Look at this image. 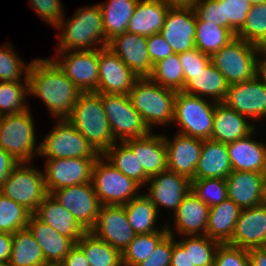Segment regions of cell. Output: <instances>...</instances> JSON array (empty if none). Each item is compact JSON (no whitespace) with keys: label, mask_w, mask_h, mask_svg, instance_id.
I'll return each instance as SVG.
<instances>
[{"label":"cell","mask_w":266,"mask_h":266,"mask_svg":"<svg viewBox=\"0 0 266 266\" xmlns=\"http://www.w3.org/2000/svg\"><path fill=\"white\" fill-rule=\"evenodd\" d=\"M223 5L224 27L235 34L243 26L252 7L248 0H218Z\"/></svg>","instance_id":"48"},{"label":"cell","mask_w":266,"mask_h":266,"mask_svg":"<svg viewBox=\"0 0 266 266\" xmlns=\"http://www.w3.org/2000/svg\"><path fill=\"white\" fill-rule=\"evenodd\" d=\"M40 155L47 159L100 156L67 119H59L53 130L40 142Z\"/></svg>","instance_id":"11"},{"label":"cell","mask_w":266,"mask_h":266,"mask_svg":"<svg viewBox=\"0 0 266 266\" xmlns=\"http://www.w3.org/2000/svg\"><path fill=\"white\" fill-rule=\"evenodd\" d=\"M59 266H89L83 250L76 244Z\"/></svg>","instance_id":"56"},{"label":"cell","mask_w":266,"mask_h":266,"mask_svg":"<svg viewBox=\"0 0 266 266\" xmlns=\"http://www.w3.org/2000/svg\"><path fill=\"white\" fill-rule=\"evenodd\" d=\"M224 103L239 114L261 120L266 117V85L256 75L253 79L229 85Z\"/></svg>","instance_id":"16"},{"label":"cell","mask_w":266,"mask_h":266,"mask_svg":"<svg viewBox=\"0 0 266 266\" xmlns=\"http://www.w3.org/2000/svg\"><path fill=\"white\" fill-rule=\"evenodd\" d=\"M67 120L100 155L116 142L97 92H82Z\"/></svg>","instance_id":"3"},{"label":"cell","mask_w":266,"mask_h":266,"mask_svg":"<svg viewBox=\"0 0 266 266\" xmlns=\"http://www.w3.org/2000/svg\"><path fill=\"white\" fill-rule=\"evenodd\" d=\"M121 61L138 77H149L153 65L148 53L147 37L129 32L115 36L108 42Z\"/></svg>","instance_id":"20"},{"label":"cell","mask_w":266,"mask_h":266,"mask_svg":"<svg viewBox=\"0 0 266 266\" xmlns=\"http://www.w3.org/2000/svg\"><path fill=\"white\" fill-rule=\"evenodd\" d=\"M76 244L83 250L89 266H123L121 252L90 231Z\"/></svg>","instance_id":"38"},{"label":"cell","mask_w":266,"mask_h":266,"mask_svg":"<svg viewBox=\"0 0 266 266\" xmlns=\"http://www.w3.org/2000/svg\"><path fill=\"white\" fill-rule=\"evenodd\" d=\"M169 234H173V252L171 258V266H190L189 248H183L177 241H175L173 229L167 224Z\"/></svg>","instance_id":"55"},{"label":"cell","mask_w":266,"mask_h":266,"mask_svg":"<svg viewBox=\"0 0 266 266\" xmlns=\"http://www.w3.org/2000/svg\"><path fill=\"white\" fill-rule=\"evenodd\" d=\"M53 61L81 92H97L99 80V49L58 51ZM62 57V58H61ZM61 58V60H60Z\"/></svg>","instance_id":"12"},{"label":"cell","mask_w":266,"mask_h":266,"mask_svg":"<svg viewBox=\"0 0 266 266\" xmlns=\"http://www.w3.org/2000/svg\"><path fill=\"white\" fill-rule=\"evenodd\" d=\"M196 24L193 8H169L159 34L179 54L196 48Z\"/></svg>","instance_id":"18"},{"label":"cell","mask_w":266,"mask_h":266,"mask_svg":"<svg viewBox=\"0 0 266 266\" xmlns=\"http://www.w3.org/2000/svg\"><path fill=\"white\" fill-rule=\"evenodd\" d=\"M240 211L241 208L230 199L211 206L206 236L220 243H227L233 235Z\"/></svg>","instance_id":"33"},{"label":"cell","mask_w":266,"mask_h":266,"mask_svg":"<svg viewBox=\"0 0 266 266\" xmlns=\"http://www.w3.org/2000/svg\"><path fill=\"white\" fill-rule=\"evenodd\" d=\"M123 206L128 223L136 235L161 231L155 226L159 218L156 206L145 194H140Z\"/></svg>","instance_id":"37"},{"label":"cell","mask_w":266,"mask_h":266,"mask_svg":"<svg viewBox=\"0 0 266 266\" xmlns=\"http://www.w3.org/2000/svg\"><path fill=\"white\" fill-rule=\"evenodd\" d=\"M91 182L101 205H124L140 195L141 186L101 155L93 164Z\"/></svg>","instance_id":"8"},{"label":"cell","mask_w":266,"mask_h":266,"mask_svg":"<svg viewBox=\"0 0 266 266\" xmlns=\"http://www.w3.org/2000/svg\"><path fill=\"white\" fill-rule=\"evenodd\" d=\"M262 198L263 203L266 204V168L262 171Z\"/></svg>","instance_id":"62"},{"label":"cell","mask_w":266,"mask_h":266,"mask_svg":"<svg viewBox=\"0 0 266 266\" xmlns=\"http://www.w3.org/2000/svg\"><path fill=\"white\" fill-rule=\"evenodd\" d=\"M230 245L251 249L266 247V204L241 209Z\"/></svg>","instance_id":"22"},{"label":"cell","mask_w":266,"mask_h":266,"mask_svg":"<svg viewBox=\"0 0 266 266\" xmlns=\"http://www.w3.org/2000/svg\"><path fill=\"white\" fill-rule=\"evenodd\" d=\"M169 8H193L198 0H161Z\"/></svg>","instance_id":"60"},{"label":"cell","mask_w":266,"mask_h":266,"mask_svg":"<svg viewBox=\"0 0 266 266\" xmlns=\"http://www.w3.org/2000/svg\"><path fill=\"white\" fill-rule=\"evenodd\" d=\"M247 119L224 102H216L210 140L228 144L247 136L255 129Z\"/></svg>","instance_id":"26"},{"label":"cell","mask_w":266,"mask_h":266,"mask_svg":"<svg viewBox=\"0 0 266 266\" xmlns=\"http://www.w3.org/2000/svg\"><path fill=\"white\" fill-rule=\"evenodd\" d=\"M117 143L115 142L101 156L141 187L145 186L150 177L144 172L138 160V151H133L125 142H119V145Z\"/></svg>","instance_id":"36"},{"label":"cell","mask_w":266,"mask_h":266,"mask_svg":"<svg viewBox=\"0 0 266 266\" xmlns=\"http://www.w3.org/2000/svg\"><path fill=\"white\" fill-rule=\"evenodd\" d=\"M8 264L9 266H50L28 228L17 230L12 234V250Z\"/></svg>","instance_id":"35"},{"label":"cell","mask_w":266,"mask_h":266,"mask_svg":"<svg viewBox=\"0 0 266 266\" xmlns=\"http://www.w3.org/2000/svg\"><path fill=\"white\" fill-rule=\"evenodd\" d=\"M214 266H250L248 250L220 243L215 253Z\"/></svg>","instance_id":"49"},{"label":"cell","mask_w":266,"mask_h":266,"mask_svg":"<svg viewBox=\"0 0 266 266\" xmlns=\"http://www.w3.org/2000/svg\"><path fill=\"white\" fill-rule=\"evenodd\" d=\"M257 76L266 85V57L261 52L257 59Z\"/></svg>","instance_id":"61"},{"label":"cell","mask_w":266,"mask_h":266,"mask_svg":"<svg viewBox=\"0 0 266 266\" xmlns=\"http://www.w3.org/2000/svg\"><path fill=\"white\" fill-rule=\"evenodd\" d=\"M228 88L225 77L210 63L204 70L189 72L182 91L219 103L224 102Z\"/></svg>","instance_id":"29"},{"label":"cell","mask_w":266,"mask_h":266,"mask_svg":"<svg viewBox=\"0 0 266 266\" xmlns=\"http://www.w3.org/2000/svg\"><path fill=\"white\" fill-rule=\"evenodd\" d=\"M150 189L145 195L156 206L169 208L174 212L182 203L183 198L191 191V180L175 172L166 170L149 178Z\"/></svg>","instance_id":"19"},{"label":"cell","mask_w":266,"mask_h":266,"mask_svg":"<svg viewBox=\"0 0 266 266\" xmlns=\"http://www.w3.org/2000/svg\"><path fill=\"white\" fill-rule=\"evenodd\" d=\"M58 29L62 32L59 34L57 51H82L108 46L98 4L79 8L67 21L63 18Z\"/></svg>","instance_id":"2"},{"label":"cell","mask_w":266,"mask_h":266,"mask_svg":"<svg viewBox=\"0 0 266 266\" xmlns=\"http://www.w3.org/2000/svg\"><path fill=\"white\" fill-rule=\"evenodd\" d=\"M236 37L258 47L266 41V2L252 5Z\"/></svg>","instance_id":"44"},{"label":"cell","mask_w":266,"mask_h":266,"mask_svg":"<svg viewBox=\"0 0 266 266\" xmlns=\"http://www.w3.org/2000/svg\"><path fill=\"white\" fill-rule=\"evenodd\" d=\"M197 95L176 92L173 122L178 123V133L199 138L210 139L216 102Z\"/></svg>","instance_id":"7"},{"label":"cell","mask_w":266,"mask_h":266,"mask_svg":"<svg viewBox=\"0 0 266 266\" xmlns=\"http://www.w3.org/2000/svg\"><path fill=\"white\" fill-rule=\"evenodd\" d=\"M147 46L152 65L174 53L171 46L159 33L147 37Z\"/></svg>","instance_id":"54"},{"label":"cell","mask_w":266,"mask_h":266,"mask_svg":"<svg viewBox=\"0 0 266 266\" xmlns=\"http://www.w3.org/2000/svg\"><path fill=\"white\" fill-rule=\"evenodd\" d=\"M101 99L112 136L116 142L142 138L152 132L133 107L129 95L101 94Z\"/></svg>","instance_id":"10"},{"label":"cell","mask_w":266,"mask_h":266,"mask_svg":"<svg viewBox=\"0 0 266 266\" xmlns=\"http://www.w3.org/2000/svg\"><path fill=\"white\" fill-rule=\"evenodd\" d=\"M97 158H56L46 160L44 180L47 193L91 182L92 167Z\"/></svg>","instance_id":"14"},{"label":"cell","mask_w":266,"mask_h":266,"mask_svg":"<svg viewBox=\"0 0 266 266\" xmlns=\"http://www.w3.org/2000/svg\"><path fill=\"white\" fill-rule=\"evenodd\" d=\"M30 5L45 22L55 27L59 26L64 17L60 0H30Z\"/></svg>","instance_id":"50"},{"label":"cell","mask_w":266,"mask_h":266,"mask_svg":"<svg viewBox=\"0 0 266 266\" xmlns=\"http://www.w3.org/2000/svg\"><path fill=\"white\" fill-rule=\"evenodd\" d=\"M27 78L29 95L40 98L57 120L69 118L82 92L53 58L31 61Z\"/></svg>","instance_id":"1"},{"label":"cell","mask_w":266,"mask_h":266,"mask_svg":"<svg viewBox=\"0 0 266 266\" xmlns=\"http://www.w3.org/2000/svg\"><path fill=\"white\" fill-rule=\"evenodd\" d=\"M168 10L169 7L161 0H138L127 32L145 37L158 34L164 25Z\"/></svg>","instance_id":"31"},{"label":"cell","mask_w":266,"mask_h":266,"mask_svg":"<svg viewBox=\"0 0 266 266\" xmlns=\"http://www.w3.org/2000/svg\"><path fill=\"white\" fill-rule=\"evenodd\" d=\"M34 126L29 108L17 114L1 116L0 148L17 162L28 165L34 154H40V144L36 146Z\"/></svg>","instance_id":"5"},{"label":"cell","mask_w":266,"mask_h":266,"mask_svg":"<svg viewBox=\"0 0 266 266\" xmlns=\"http://www.w3.org/2000/svg\"><path fill=\"white\" fill-rule=\"evenodd\" d=\"M173 234H168L153 252L136 266H171Z\"/></svg>","instance_id":"52"},{"label":"cell","mask_w":266,"mask_h":266,"mask_svg":"<svg viewBox=\"0 0 266 266\" xmlns=\"http://www.w3.org/2000/svg\"><path fill=\"white\" fill-rule=\"evenodd\" d=\"M133 151H138V160L144 172L152 177L167 167V148L163 134H152L124 141Z\"/></svg>","instance_id":"30"},{"label":"cell","mask_w":266,"mask_h":266,"mask_svg":"<svg viewBox=\"0 0 266 266\" xmlns=\"http://www.w3.org/2000/svg\"><path fill=\"white\" fill-rule=\"evenodd\" d=\"M193 9L196 21H207L224 27L223 5L218 0H198Z\"/></svg>","instance_id":"51"},{"label":"cell","mask_w":266,"mask_h":266,"mask_svg":"<svg viewBox=\"0 0 266 266\" xmlns=\"http://www.w3.org/2000/svg\"><path fill=\"white\" fill-rule=\"evenodd\" d=\"M210 207L192 190L174 212V226L181 236L206 235Z\"/></svg>","instance_id":"24"},{"label":"cell","mask_w":266,"mask_h":266,"mask_svg":"<svg viewBox=\"0 0 266 266\" xmlns=\"http://www.w3.org/2000/svg\"><path fill=\"white\" fill-rule=\"evenodd\" d=\"M149 78L164 88L176 92L182 91L185 84V76L179 54L173 53L155 63Z\"/></svg>","instance_id":"41"},{"label":"cell","mask_w":266,"mask_h":266,"mask_svg":"<svg viewBox=\"0 0 266 266\" xmlns=\"http://www.w3.org/2000/svg\"><path fill=\"white\" fill-rule=\"evenodd\" d=\"M179 58L185 77H189V72L204 70L211 63L210 56L200 52L197 48L179 53Z\"/></svg>","instance_id":"53"},{"label":"cell","mask_w":266,"mask_h":266,"mask_svg":"<svg viewBox=\"0 0 266 266\" xmlns=\"http://www.w3.org/2000/svg\"><path fill=\"white\" fill-rule=\"evenodd\" d=\"M0 193L34 214L48 194L44 172L25 163H18L2 183Z\"/></svg>","instance_id":"9"},{"label":"cell","mask_w":266,"mask_h":266,"mask_svg":"<svg viewBox=\"0 0 266 266\" xmlns=\"http://www.w3.org/2000/svg\"><path fill=\"white\" fill-rule=\"evenodd\" d=\"M236 37V34L225 27L207 21H197L195 47L202 53L211 56Z\"/></svg>","instance_id":"39"},{"label":"cell","mask_w":266,"mask_h":266,"mask_svg":"<svg viewBox=\"0 0 266 266\" xmlns=\"http://www.w3.org/2000/svg\"><path fill=\"white\" fill-rule=\"evenodd\" d=\"M129 97L150 131L153 124L161 126L173 122L176 91L143 77L136 80Z\"/></svg>","instance_id":"4"},{"label":"cell","mask_w":266,"mask_h":266,"mask_svg":"<svg viewBox=\"0 0 266 266\" xmlns=\"http://www.w3.org/2000/svg\"><path fill=\"white\" fill-rule=\"evenodd\" d=\"M254 133L226 144L232 171L262 173L266 168V144L252 138Z\"/></svg>","instance_id":"25"},{"label":"cell","mask_w":266,"mask_h":266,"mask_svg":"<svg viewBox=\"0 0 266 266\" xmlns=\"http://www.w3.org/2000/svg\"><path fill=\"white\" fill-rule=\"evenodd\" d=\"M51 195L86 231L95 226L101 204L92 182L61 188L53 191Z\"/></svg>","instance_id":"13"},{"label":"cell","mask_w":266,"mask_h":266,"mask_svg":"<svg viewBox=\"0 0 266 266\" xmlns=\"http://www.w3.org/2000/svg\"><path fill=\"white\" fill-rule=\"evenodd\" d=\"M27 228L38 242L50 266L59 265L76 245L72 239L58 233L50 225L44 224L34 214L29 217Z\"/></svg>","instance_id":"23"},{"label":"cell","mask_w":266,"mask_h":266,"mask_svg":"<svg viewBox=\"0 0 266 266\" xmlns=\"http://www.w3.org/2000/svg\"><path fill=\"white\" fill-rule=\"evenodd\" d=\"M138 0H109L98 4L102 13L105 39L109 42L115 36L127 32L128 23Z\"/></svg>","instance_id":"34"},{"label":"cell","mask_w":266,"mask_h":266,"mask_svg":"<svg viewBox=\"0 0 266 266\" xmlns=\"http://www.w3.org/2000/svg\"><path fill=\"white\" fill-rule=\"evenodd\" d=\"M30 215L22 205L0 193V232L13 234L27 228Z\"/></svg>","instance_id":"45"},{"label":"cell","mask_w":266,"mask_h":266,"mask_svg":"<svg viewBox=\"0 0 266 266\" xmlns=\"http://www.w3.org/2000/svg\"><path fill=\"white\" fill-rule=\"evenodd\" d=\"M259 53L257 45L235 37L210 58L211 63L231 85L253 79L257 75Z\"/></svg>","instance_id":"6"},{"label":"cell","mask_w":266,"mask_h":266,"mask_svg":"<svg viewBox=\"0 0 266 266\" xmlns=\"http://www.w3.org/2000/svg\"><path fill=\"white\" fill-rule=\"evenodd\" d=\"M228 199L241 209L263 204L262 174L250 171H232L226 178Z\"/></svg>","instance_id":"28"},{"label":"cell","mask_w":266,"mask_h":266,"mask_svg":"<svg viewBox=\"0 0 266 266\" xmlns=\"http://www.w3.org/2000/svg\"><path fill=\"white\" fill-rule=\"evenodd\" d=\"M168 234L169 231L166 224L161 228V231L137 234L121 253L122 265L136 266L144 261Z\"/></svg>","instance_id":"40"},{"label":"cell","mask_w":266,"mask_h":266,"mask_svg":"<svg viewBox=\"0 0 266 266\" xmlns=\"http://www.w3.org/2000/svg\"><path fill=\"white\" fill-rule=\"evenodd\" d=\"M34 215L44 224L50 225L58 233L72 239L75 243L87 232L51 195L47 194Z\"/></svg>","instance_id":"27"},{"label":"cell","mask_w":266,"mask_h":266,"mask_svg":"<svg viewBox=\"0 0 266 266\" xmlns=\"http://www.w3.org/2000/svg\"><path fill=\"white\" fill-rule=\"evenodd\" d=\"M0 266H9L8 262H2L0 261Z\"/></svg>","instance_id":"65"},{"label":"cell","mask_w":266,"mask_h":266,"mask_svg":"<svg viewBox=\"0 0 266 266\" xmlns=\"http://www.w3.org/2000/svg\"><path fill=\"white\" fill-rule=\"evenodd\" d=\"M232 173L227 145L210 139L203 140L201 157L193 179L223 178Z\"/></svg>","instance_id":"32"},{"label":"cell","mask_w":266,"mask_h":266,"mask_svg":"<svg viewBox=\"0 0 266 266\" xmlns=\"http://www.w3.org/2000/svg\"><path fill=\"white\" fill-rule=\"evenodd\" d=\"M24 82H0V116L17 114L29 108L25 103V97L29 95L27 76Z\"/></svg>","instance_id":"42"},{"label":"cell","mask_w":266,"mask_h":266,"mask_svg":"<svg viewBox=\"0 0 266 266\" xmlns=\"http://www.w3.org/2000/svg\"><path fill=\"white\" fill-rule=\"evenodd\" d=\"M260 52L266 57V41L259 47Z\"/></svg>","instance_id":"63"},{"label":"cell","mask_w":266,"mask_h":266,"mask_svg":"<svg viewBox=\"0 0 266 266\" xmlns=\"http://www.w3.org/2000/svg\"><path fill=\"white\" fill-rule=\"evenodd\" d=\"M251 5H256V4H259V3H265L266 0H248Z\"/></svg>","instance_id":"64"},{"label":"cell","mask_w":266,"mask_h":266,"mask_svg":"<svg viewBox=\"0 0 266 266\" xmlns=\"http://www.w3.org/2000/svg\"><path fill=\"white\" fill-rule=\"evenodd\" d=\"M90 232L121 253L136 236L123 205H101L96 224Z\"/></svg>","instance_id":"15"},{"label":"cell","mask_w":266,"mask_h":266,"mask_svg":"<svg viewBox=\"0 0 266 266\" xmlns=\"http://www.w3.org/2000/svg\"><path fill=\"white\" fill-rule=\"evenodd\" d=\"M177 241L183 248H189L190 266H214V257L220 242L206 235L185 236Z\"/></svg>","instance_id":"43"},{"label":"cell","mask_w":266,"mask_h":266,"mask_svg":"<svg viewBox=\"0 0 266 266\" xmlns=\"http://www.w3.org/2000/svg\"><path fill=\"white\" fill-rule=\"evenodd\" d=\"M30 64L22 61L17 56L11 44H4L0 47V82L16 81L20 82L22 74L28 75Z\"/></svg>","instance_id":"47"},{"label":"cell","mask_w":266,"mask_h":266,"mask_svg":"<svg viewBox=\"0 0 266 266\" xmlns=\"http://www.w3.org/2000/svg\"><path fill=\"white\" fill-rule=\"evenodd\" d=\"M12 250V234L0 232V261L8 262Z\"/></svg>","instance_id":"58"},{"label":"cell","mask_w":266,"mask_h":266,"mask_svg":"<svg viewBox=\"0 0 266 266\" xmlns=\"http://www.w3.org/2000/svg\"><path fill=\"white\" fill-rule=\"evenodd\" d=\"M138 77L107 46L99 48V94L129 95Z\"/></svg>","instance_id":"17"},{"label":"cell","mask_w":266,"mask_h":266,"mask_svg":"<svg viewBox=\"0 0 266 266\" xmlns=\"http://www.w3.org/2000/svg\"><path fill=\"white\" fill-rule=\"evenodd\" d=\"M18 163L9 153L0 148V187Z\"/></svg>","instance_id":"57"},{"label":"cell","mask_w":266,"mask_h":266,"mask_svg":"<svg viewBox=\"0 0 266 266\" xmlns=\"http://www.w3.org/2000/svg\"><path fill=\"white\" fill-rule=\"evenodd\" d=\"M169 171L192 180L202 152L203 140L177 133L174 139L165 137Z\"/></svg>","instance_id":"21"},{"label":"cell","mask_w":266,"mask_h":266,"mask_svg":"<svg viewBox=\"0 0 266 266\" xmlns=\"http://www.w3.org/2000/svg\"><path fill=\"white\" fill-rule=\"evenodd\" d=\"M250 266H266V248H251L248 249Z\"/></svg>","instance_id":"59"},{"label":"cell","mask_w":266,"mask_h":266,"mask_svg":"<svg viewBox=\"0 0 266 266\" xmlns=\"http://www.w3.org/2000/svg\"><path fill=\"white\" fill-rule=\"evenodd\" d=\"M191 190L209 207L228 199L227 182L223 178L192 179Z\"/></svg>","instance_id":"46"}]
</instances>
